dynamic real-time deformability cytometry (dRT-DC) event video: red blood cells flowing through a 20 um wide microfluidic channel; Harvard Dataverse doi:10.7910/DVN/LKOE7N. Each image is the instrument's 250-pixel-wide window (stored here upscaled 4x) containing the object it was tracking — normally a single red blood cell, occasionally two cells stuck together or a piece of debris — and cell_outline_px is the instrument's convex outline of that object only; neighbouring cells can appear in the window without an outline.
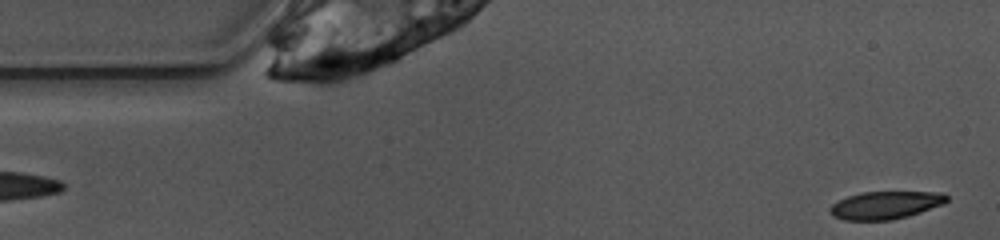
{"species": "common noctule bat (a hibernating species)", "species_latin": "Nyctalus noctula", "temperature_condition": "warm", "stored_images_in_passage": 1, "camera_frame_rate_fps": 3000, "um_per_image_px": 0.085, "animal": {"sex": "female", "body_mass_g": 10.0, "forearm_length_mm": 53.1}, "frame": {"image": 1, "passage_image": 1, "time_ms": 0.0, "image_size_px": [1000, 240], "cell_outline_px": [[948, 200], [944, 204], [908, 216], [892, 220], [844, 220], [832, 216], [828, 212], [828, 208], [832, 204], [848, 196], [860, 192], [944, 192], [948, 196]], "centroid_in_image_um": [75.25, 17.44], "position_along_channel_um": 9.7, "area_um2": 19.02}}